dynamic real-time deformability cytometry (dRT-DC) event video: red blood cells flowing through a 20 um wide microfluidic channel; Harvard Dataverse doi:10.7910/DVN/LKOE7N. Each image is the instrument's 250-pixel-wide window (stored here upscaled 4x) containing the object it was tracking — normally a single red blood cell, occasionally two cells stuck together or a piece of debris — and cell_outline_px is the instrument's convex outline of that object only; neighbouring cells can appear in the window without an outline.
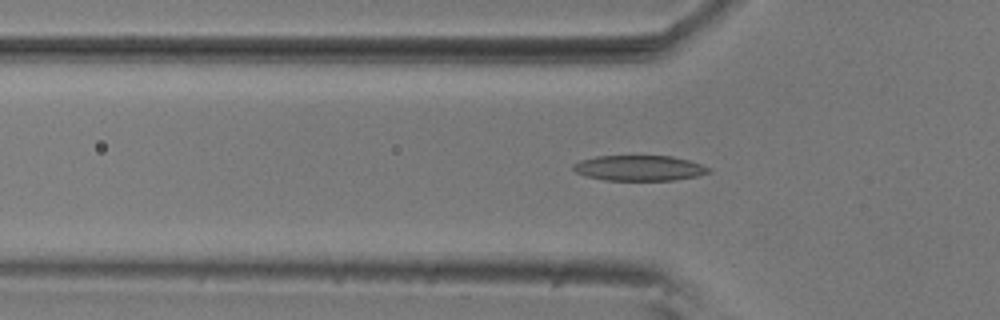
{"species": "common noctule bat (a hibernating species)", "species_latin": "Nyctalus noctula", "temperature_condition": "room temperature", "stored_images_in_passage": 53, "camera_frame_rate_fps": 3000, "um_per_image_px": 0.085, "animal": {"sex": "male", "body_mass_g": 20.5, "forearm_length_mm": 52.5}, "frame": {"image": 1, "passage_image": 17, "time_ms": 5.333, "image_size_px": [1000, 320], "cell_outline_px": [[712, 172], [696, 176], [676, 180], [604, 180], [588, 176], [576, 172], [572, 168], [572, 164], [580, 160], [596, 156], [672, 156], [688, 160], [712, 168]], "centroid_in_image_um": [54.35, 14.28], "position_along_channel_um": 71.4, "area_um2": 20.06}}
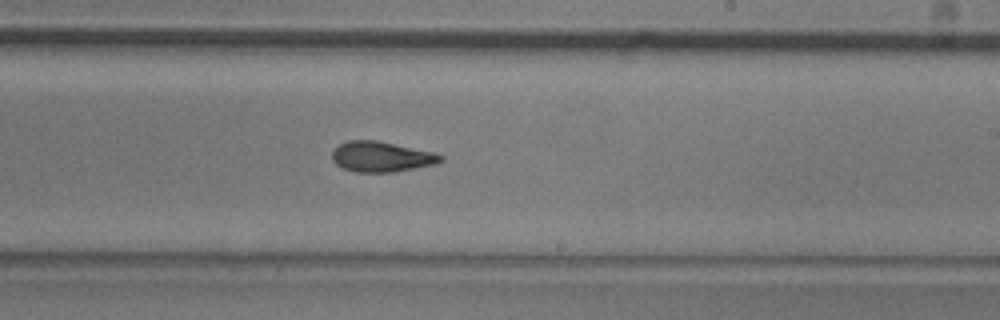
{"frame": {"image": 2, "passage_image": 32, "time_ms": 10.333, "image_size_px": [1000, 320], "cell_outline_px": [[444, 160], [436, 164], [396, 172], [356, 172], [344, 168], [336, 164], [332, 160], [332, 152], [340, 144], [348, 140], [376, 140], [436, 152], [444, 156]], "centroid_in_image_um": [32.47, 13.32], "position_along_channel_um": 256.5, "area_um2": 19.36}}
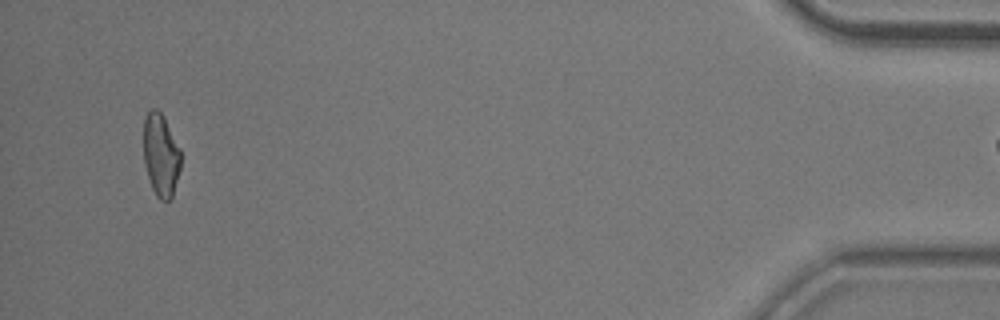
{"frame": {"image": 3, "passage_image": 52, "time_ms": 17.0, "image_size_px": [1000, 320], "cell_outline_px": [[180, 168], [172, 196], [168, 200], [160, 200], [156, 196], [152, 188], [144, 164], [144, 116], [152, 108], [156, 108], [164, 116], [180, 148]], "centroid_in_image_um": [13.66, 13.15], "position_along_channel_um": 421.5, "area_um2": 17.92}}